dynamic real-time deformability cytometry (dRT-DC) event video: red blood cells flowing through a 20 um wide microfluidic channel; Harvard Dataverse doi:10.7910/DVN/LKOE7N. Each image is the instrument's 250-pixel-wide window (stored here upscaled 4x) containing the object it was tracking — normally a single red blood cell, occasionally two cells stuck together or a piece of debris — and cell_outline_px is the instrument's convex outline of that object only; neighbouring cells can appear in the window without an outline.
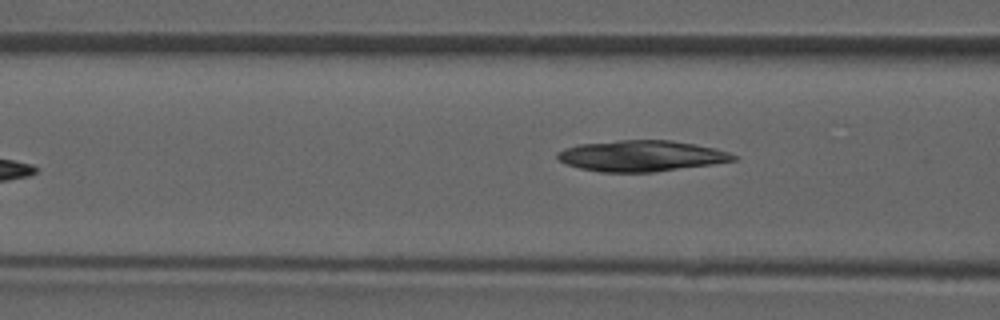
{"species": "common noctule bat (a hibernating species)", "species_latin": "Nyctalus noctula", "temperature_condition": "room temperature", "stored_images_in_passage": 7, "camera_frame_rate_fps": 3000, "um_per_image_px": 0.085, "animal": {"sex": "male", "forearm_length_mm": 52.5}, "frame": {"image": 1, "passage_image": 7, "time_ms": 7.0, "image_size_px": [1000, 320], "cell_outline_px": [[740, 156], [736, 160], [712, 164], [652, 172], [600, 172], [580, 168], [564, 164], [556, 156], [556, 152], [564, 148], [580, 144], [620, 140], [672, 140], [712, 148], [728, 152]], "centroid_in_image_um": [54.48, 13.25], "position_along_channel_um": 112.1, "area_um2": 31.62}}